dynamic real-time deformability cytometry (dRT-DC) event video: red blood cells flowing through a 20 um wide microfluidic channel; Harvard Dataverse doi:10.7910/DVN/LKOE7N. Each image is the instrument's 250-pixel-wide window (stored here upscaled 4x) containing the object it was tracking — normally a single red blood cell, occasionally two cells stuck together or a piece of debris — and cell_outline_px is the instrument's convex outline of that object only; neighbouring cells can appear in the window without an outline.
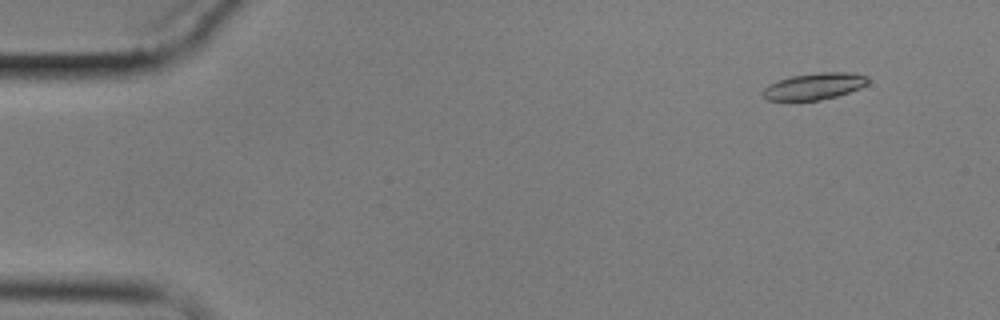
{"species": "common noctule bat (a hibernating species)", "species_latin": "Nyctalus noctula", "temperature_condition": "cold", "stored_images_in_passage": 3, "camera_frame_rate_fps": 3000, "um_per_image_px": 0.085, "animal": {"sex": "male", "body_mass_g": 17.9}, "frame": {"image": 1, "passage_image": 2, "time_ms": 1.333, "image_size_px": [1000, 320], "cell_outline_px": [[868, 84], [860, 88], [836, 96], [820, 100], [768, 100], [760, 96], [760, 92], [768, 84], [792, 76], [820, 72], [852, 72], [868, 76]], "centroid_in_image_um": [69.2, 7.33], "position_along_channel_um": 15.8, "area_um2": 16.36}}